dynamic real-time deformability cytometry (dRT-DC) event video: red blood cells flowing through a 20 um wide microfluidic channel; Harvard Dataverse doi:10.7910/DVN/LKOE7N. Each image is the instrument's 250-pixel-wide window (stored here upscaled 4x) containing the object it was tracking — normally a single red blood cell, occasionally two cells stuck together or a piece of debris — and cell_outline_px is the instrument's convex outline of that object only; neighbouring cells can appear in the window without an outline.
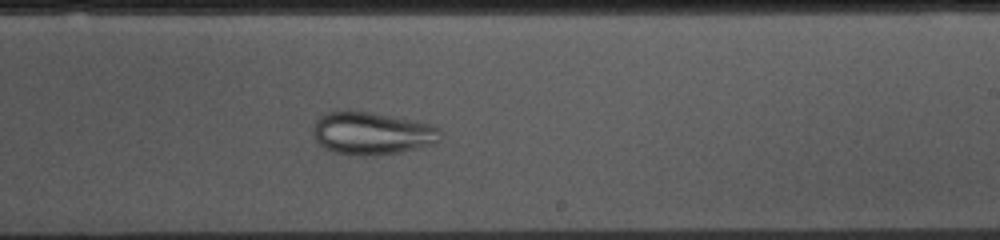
{"species": "common noctule bat (a hibernating species)", "species_latin": "Nyctalus noctula", "temperature_condition": "cold", "stored_images_in_passage": 52, "camera_frame_rate_fps": 3000, "um_per_image_px": 0.085, "animal": {"sex": "female", "body_mass_g": 10.0, "forearm_length_mm": 53.1}, "frame": {"image": 1, "passage_image": 30, "time_ms": 9.667, "image_size_px": [1000, 240], "cell_outline_px": [[444, 132], [440, 140], [432, 144], [400, 152], [372, 156], [360, 156], [332, 152], [324, 148], [316, 140], [312, 132], [312, 128], [316, 120], [320, 116], [328, 112], [348, 108], [412, 120], [428, 124], [440, 128]], "centroid_in_image_um": [31.58, 11.32], "position_along_channel_um": 257.4, "area_um2": 32.14}}
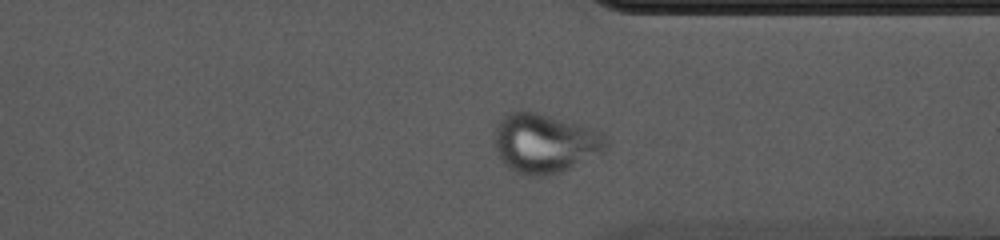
{"frame": {"image": 2, "passage_image": 39, "time_ms": 12.667, "image_size_px": [1000, 240], "cell_outline_px": [[608, 144], [604, 152], [572, 168], [560, 172], [544, 176], [528, 176], [516, 172], [504, 164], [496, 148], [496, 124], [508, 112], [520, 108], [528, 108], [592, 128], [600, 132], [608, 140]], "centroid_in_image_um": [46.32, 12.14], "position_along_channel_um": 365.1, "area_um2": 39.19}}
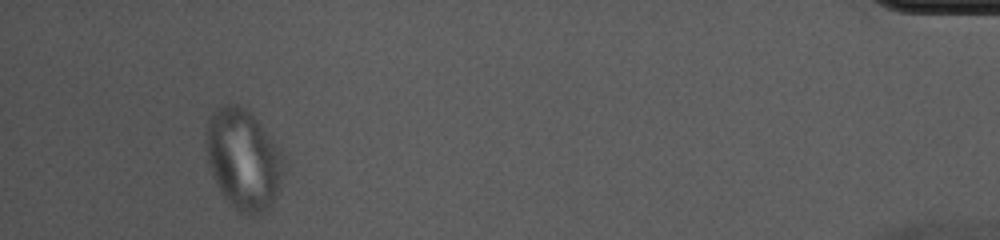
{"frame": {"image": 3, "passage_image": 49, "time_ms": 16.0, "image_size_px": [1000, 240], "cell_outline_px": [[284, 172], [280, 188], [272, 204], [260, 216], [252, 216], [240, 212], [228, 204], [208, 164], [204, 140], [208, 120], [212, 112], [216, 108], [224, 104], [240, 104], [248, 108], [252, 112], [280, 152]], "centroid_in_image_um": [20.66, 13.54], "position_along_channel_um": 414.5, "area_um2": 45.66}}